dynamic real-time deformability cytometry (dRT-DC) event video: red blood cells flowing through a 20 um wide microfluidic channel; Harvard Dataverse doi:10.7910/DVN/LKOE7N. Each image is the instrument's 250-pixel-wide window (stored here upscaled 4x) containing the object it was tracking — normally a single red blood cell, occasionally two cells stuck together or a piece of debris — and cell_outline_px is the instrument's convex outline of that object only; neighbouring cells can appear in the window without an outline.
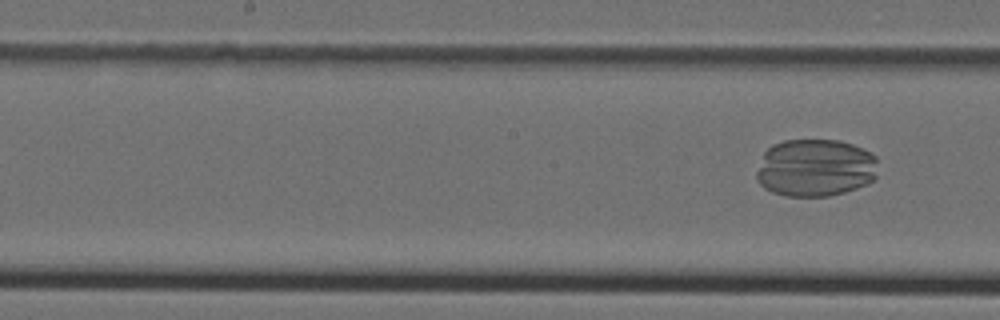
{"species": "Egyptian fruit bat (a non-hibernating species)", "species_latin": "Rousettus aegyptiacus", "temperature_condition": "cold", "stored_images_in_passage": 6, "camera_frame_rate_fps": 3000, "um_per_image_px": 0.085, "animal": {"sex": "female"}, "frame": {"image": 1, "passage_image": 6, "time_ms": 6.0, "image_size_px": [1000, 320], "cell_outline_px": [[876, 180], [868, 184], [844, 192], [828, 196], [784, 196], [772, 192], [764, 188], [756, 180], [756, 172], [764, 152], [772, 144], [784, 140], [840, 140], [864, 148], [876, 156]], "centroid_in_image_um": [69.3, 14.26], "position_along_channel_um": 178.9, "area_um2": 41.27}}